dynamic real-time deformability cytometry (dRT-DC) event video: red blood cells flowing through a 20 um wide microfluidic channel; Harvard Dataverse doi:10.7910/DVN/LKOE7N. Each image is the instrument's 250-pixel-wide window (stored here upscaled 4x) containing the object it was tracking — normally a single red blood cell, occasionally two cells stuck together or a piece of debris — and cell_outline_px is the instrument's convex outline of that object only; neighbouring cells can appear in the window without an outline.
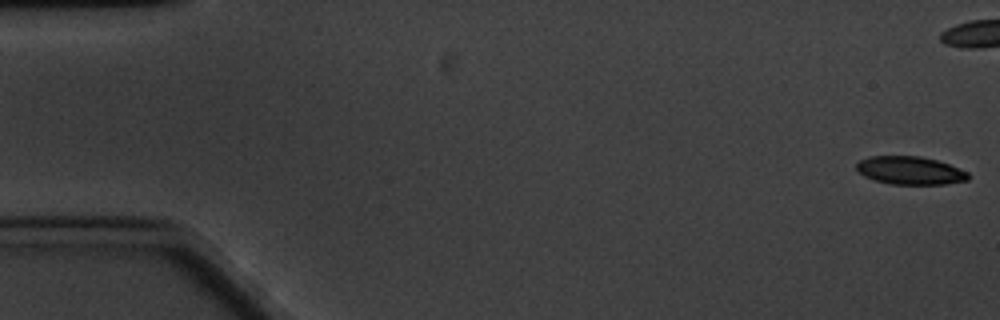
{"species": "common noctule bat (a hibernating species)", "species_latin": "Nyctalus noctula", "temperature_condition": "cold", "stored_images_in_passage": 62, "camera_frame_rate_fps": 3000, "um_per_image_px": 0.085, "animal": {"sex": "male", "body_mass_g": 20.1, "forearm_length_mm": 53.5}, "frame": {"image": 1, "passage_image": 1, "time_ms": 0.0, "image_size_px": [1000, 320], "cell_outline_px": [[968, 180], [944, 184], [892, 184], [876, 180], [864, 176], [856, 168], [856, 164], [860, 160], [868, 156], [920, 156], [936, 160], [948, 164], [968, 172]], "centroid_in_image_um": [77.34, 14.48], "position_along_channel_um": 7.7, "area_um2": 18.09}, "authors_computed_cell_mechanics": {"area_um2": 19.5942, "velocity_mm_per_s": 3.2588, "shape_relaxation_time_tau1_ms": 5.6732, "shape_relaxation_time_tau2_ms": 3.0679, "deformation_change_tau1": 0.1313, "deformation_change_tau2": 0.103}}